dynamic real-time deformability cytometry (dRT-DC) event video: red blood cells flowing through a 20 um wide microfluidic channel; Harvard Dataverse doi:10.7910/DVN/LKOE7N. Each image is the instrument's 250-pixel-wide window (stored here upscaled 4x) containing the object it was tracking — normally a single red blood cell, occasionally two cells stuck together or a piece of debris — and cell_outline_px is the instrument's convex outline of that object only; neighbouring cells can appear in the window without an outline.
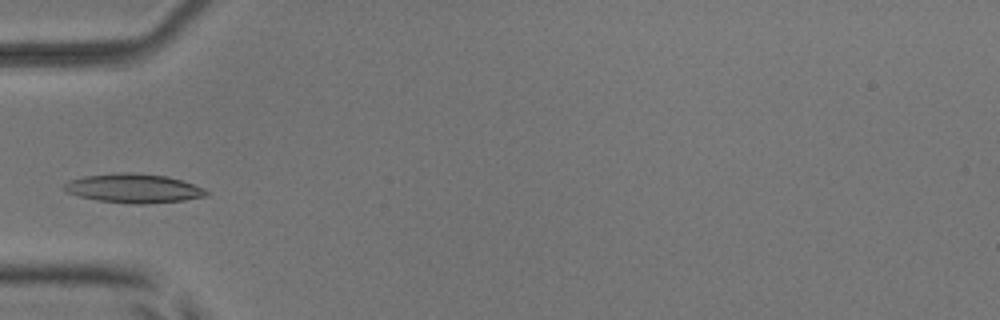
{"species": "common noctule bat (a hibernating species)", "species_latin": "Nyctalus noctula", "temperature_condition": "room temperature", "stored_images_in_passage": 11, "camera_frame_rate_fps": 3000, "um_per_image_px": 0.085, "animal": {"sex": "male", "body_mass_g": 17.9, "forearm_length_mm": 54.2}, "frame": {"image": 1, "passage_image": 1, "time_ms": 0.0, "image_size_px": [1000, 320], "cell_outline_px": [[208, 196], [184, 200], [144, 204], [136, 204], [96, 200], [80, 196], [68, 192], [64, 188], [64, 184], [68, 180], [84, 176], [116, 172], [128, 172], [168, 176], [204, 188], [208, 192]], "centroid_in_image_um": [11.36, 16.0], "position_along_channel_um": 73.6, "area_um2": 23.99}}